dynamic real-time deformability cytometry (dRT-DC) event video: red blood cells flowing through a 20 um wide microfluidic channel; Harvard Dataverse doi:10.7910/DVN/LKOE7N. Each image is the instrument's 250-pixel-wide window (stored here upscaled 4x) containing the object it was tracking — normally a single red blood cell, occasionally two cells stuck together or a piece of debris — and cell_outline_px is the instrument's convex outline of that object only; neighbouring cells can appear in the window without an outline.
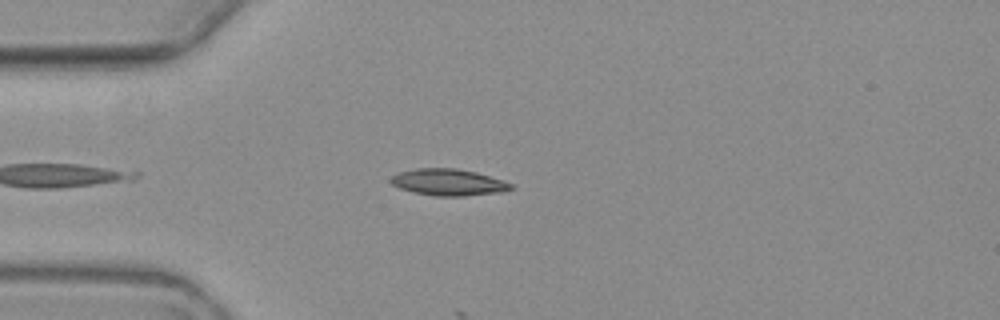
{"species": "common noctule bat (a hibernating species)", "species_latin": "Nyctalus noctula", "temperature_condition": "warm", "stored_images_in_passage": 1, "camera_frame_rate_fps": 3000, "um_per_image_px": 0.085, "animal": {"sex": "female", "body_mass_g": 19.3, "forearm_length_mm": 54.1}, "frame": {"image": 1, "passage_image": 1, "time_ms": 0.0, "image_size_px": [1000, 320], "cell_outline_px": [[516, 188], [496, 192], [464, 196], [436, 196], [416, 192], [400, 188], [392, 184], [388, 180], [396, 172], [416, 168], [456, 168], [476, 172], [512, 184]], "centroid_in_image_um": [38.05, 15.48], "position_along_channel_um": 46.9, "area_um2": 18.44}}